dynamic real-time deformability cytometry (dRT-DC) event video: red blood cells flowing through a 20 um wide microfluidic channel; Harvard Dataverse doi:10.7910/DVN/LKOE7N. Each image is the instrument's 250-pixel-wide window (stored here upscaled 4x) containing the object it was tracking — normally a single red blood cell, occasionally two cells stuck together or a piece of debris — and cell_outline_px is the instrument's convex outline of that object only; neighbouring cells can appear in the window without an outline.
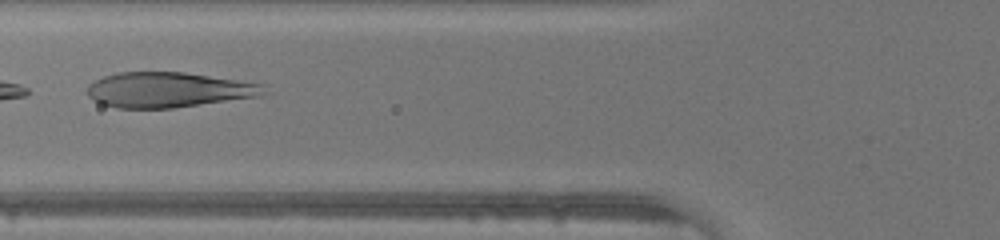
{"species": "human", "species_latin": "Homo sapiens", "temperature_condition": "warm", "stored_images_in_passage": 25, "camera_frame_rate_fps": 3000, "um_per_image_px": 0.085, "donor": {"sex": "male"}, "frame": {"image": 1, "passage_image": 4, "time_ms": 1.0, "image_size_px": [1000, 240], "cell_outline_px": [[268, 92], [260, 96], [172, 108], [116, 108], [100, 104], [88, 96], [88, 84], [104, 76], [120, 72], [184, 72], [264, 84]], "centroid_in_image_um": [14.31, 7.64], "position_along_channel_um": 111.5, "area_um2": 36.18}}
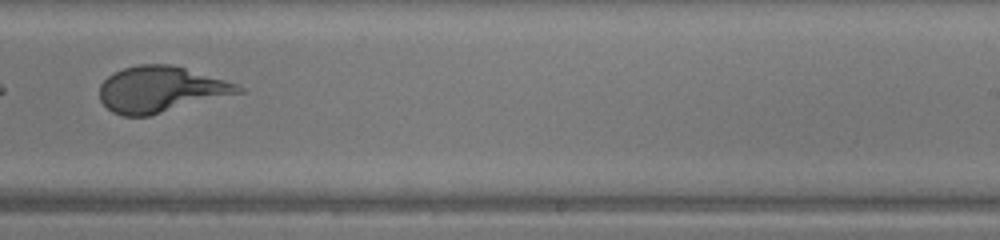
{"frame": {"image": 2, "passage_image": 15, "time_ms": 4.667, "image_size_px": [1000, 240], "cell_outline_px": [[244, 92], [148, 116], [124, 116], [112, 112], [100, 100], [100, 84], [112, 72], [136, 64], [168, 64], [184, 68], [224, 80], [236, 84], [244, 88]], "centroid_in_image_um": [13.63, 7.6], "position_along_channel_um": 275.4, "area_um2": 36.88}}